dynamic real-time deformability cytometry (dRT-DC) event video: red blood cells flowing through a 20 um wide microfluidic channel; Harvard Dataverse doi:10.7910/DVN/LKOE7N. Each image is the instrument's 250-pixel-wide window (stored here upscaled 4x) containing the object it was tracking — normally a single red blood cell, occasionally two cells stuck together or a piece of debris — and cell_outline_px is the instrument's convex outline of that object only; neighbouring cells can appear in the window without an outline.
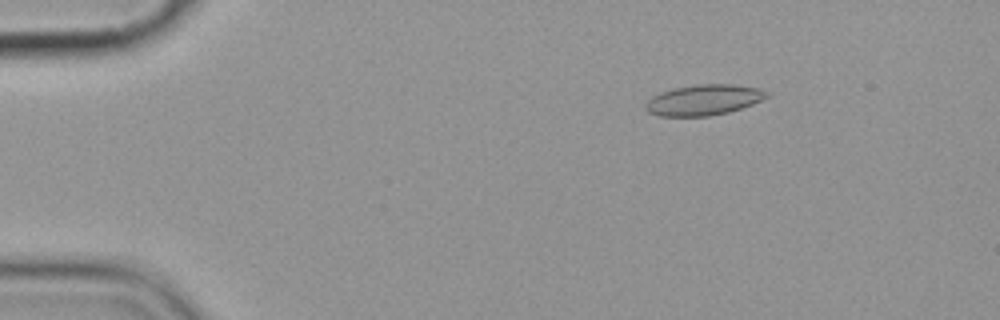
{"species": "common noctule bat (a hibernating species)", "species_latin": "Nyctalus noctula", "temperature_condition": "cold", "stored_images_in_passage": 6, "camera_frame_rate_fps": 3000, "um_per_image_px": 0.085, "animal": {"sex": "female", "body_mass_g": 19.9}, "frame": {"image": 1, "passage_image": 1, "time_ms": 0.0, "image_size_px": [1000, 320], "cell_outline_px": [[772, 96], [752, 104], [728, 112], [708, 116], [660, 116], [648, 112], [644, 108], [644, 104], [652, 96], [660, 92], [672, 88], [696, 84], [732, 84], [760, 88], [768, 92]], "centroid_in_image_um": [59.81, 8.48], "position_along_channel_um": 25.2, "area_um2": 21.85}}
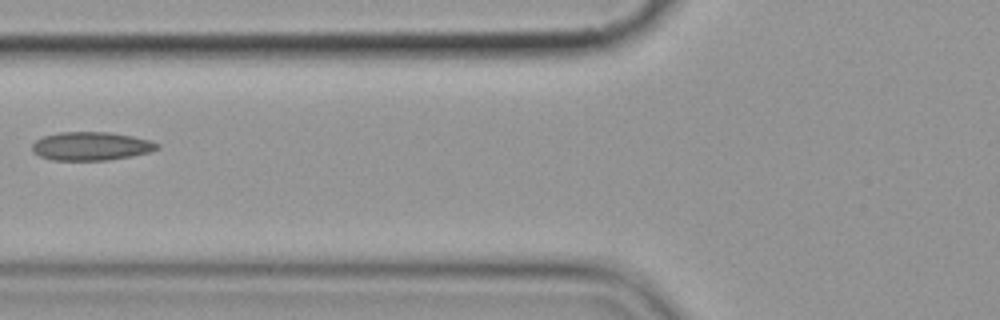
{"frame": {"image": 2, "passage_image": 5, "time_ms": 4.667, "image_size_px": [1000, 320], "cell_outline_px": [[160, 148], [152, 152], [132, 156], [108, 160], [52, 160], [40, 156], [32, 152], [32, 144], [36, 140], [44, 136], [60, 132], [108, 132], [132, 136], [148, 140], [160, 144]], "centroid_in_image_um": [7.76, 12.43], "position_along_channel_um": 118.0, "area_um2": 20.81}}
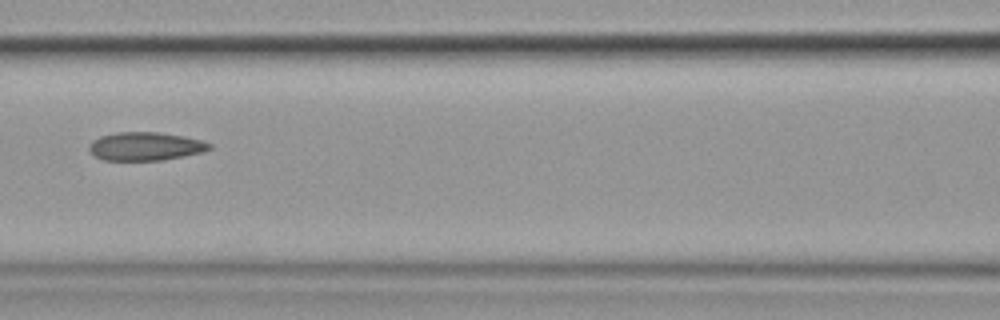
{"frame": {"image": 3, "passage_image": 6, "time_ms": 5.667, "image_size_px": [1000, 320], "cell_outline_px": [[212, 148], [204, 152], [164, 160], [104, 160], [88, 152], [88, 144], [92, 140], [100, 136], [116, 132], [160, 132], [184, 136], [200, 140], [212, 144]], "centroid_in_image_um": [12.35, 12.43], "position_along_channel_um": 154.3, "area_um2": 20.11}}